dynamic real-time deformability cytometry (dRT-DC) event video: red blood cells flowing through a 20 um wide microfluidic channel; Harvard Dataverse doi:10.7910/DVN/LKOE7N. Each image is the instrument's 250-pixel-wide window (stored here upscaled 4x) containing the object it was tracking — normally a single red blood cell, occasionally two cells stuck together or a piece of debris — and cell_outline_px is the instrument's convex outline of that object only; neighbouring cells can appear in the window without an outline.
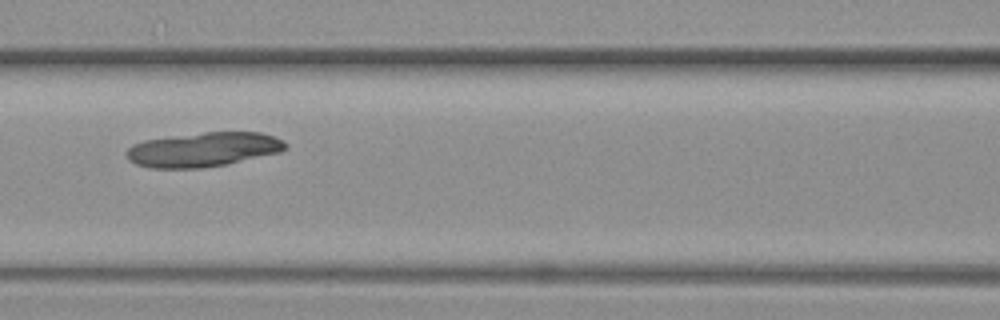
{"species": "common noctule bat (a hibernating species)", "species_latin": "Nyctalus noctula", "temperature_condition": "warm", "stored_images_in_passage": 9, "camera_frame_rate_fps": 3000, "um_per_image_px": 0.085, "animal": {"sex": "female", "body_mass_g": 19.3, "forearm_length_mm": 54.1}, "frame": {"image": 1, "passage_image": 7, "time_ms": 2.0, "image_size_px": [1000, 320], "cell_outline_px": [[288, 148], [280, 152], [224, 164], [204, 168], [148, 168], [136, 164], [128, 160], [124, 152], [132, 144], [144, 140], [204, 132], [260, 132], [284, 140], [288, 144]], "centroid_in_image_um": [17.26, 12.71], "position_along_channel_um": 149.3, "area_um2": 31.91}}
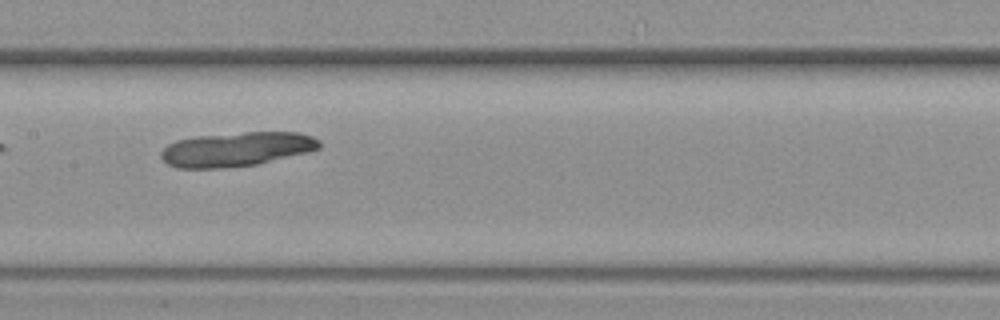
{"frame": {"image": 2, "passage_image": 8, "time_ms": 2.333, "image_size_px": [1000, 320], "cell_outline_px": [[320, 148], [308, 152], [256, 164], [224, 168], [176, 168], [168, 164], [160, 156], [160, 152], [168, 144], [176, 140], [196, 136], [244, 132], [300, 132], [312, 136], [320, 140]], "centroid_in_image_um": [20.1, 12.68], "position_along_channel_um": 187.3, "area_um2": 31.67}}